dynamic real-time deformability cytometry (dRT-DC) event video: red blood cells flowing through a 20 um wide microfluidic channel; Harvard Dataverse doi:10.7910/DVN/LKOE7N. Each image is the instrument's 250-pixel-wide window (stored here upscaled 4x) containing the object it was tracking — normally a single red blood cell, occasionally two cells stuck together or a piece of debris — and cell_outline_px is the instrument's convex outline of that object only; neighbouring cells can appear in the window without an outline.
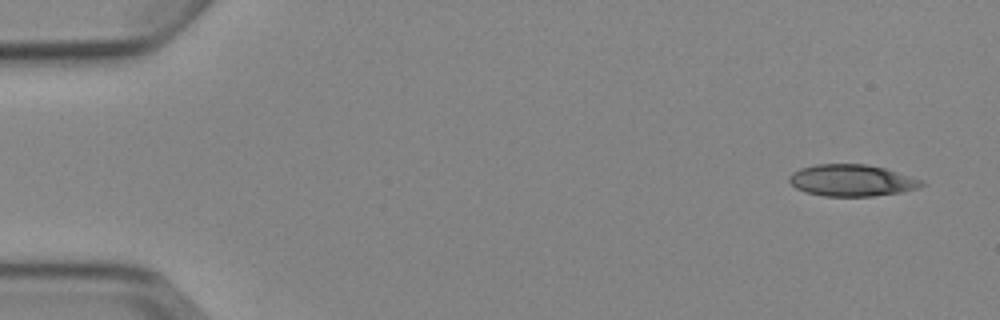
{"species": "Egyptian fruit bat (a non-hibernating species)", "species_latin": "Rousettus aegyptiacus", "temperature_condition": "cold", "stored_images_in_passage": 4, "camera_frame_rate_fps": 3000, "um_per_image_px": 0.085, "animal": {"sex": "female"}, "frame": {"image": 1, "passage_image": 1, "time_ms": 0.0, "image_size_px": [1000, 320], "cell_outline_px": [[924, 184], [920, 188], [900, 192], [872, 196], [824, 196], [804, 192], [796, 188], [788, 180], [788, 176], [792, 172], [800, 168], [816, 164], [864, 164], [884, 168], [924, 180]], "centroid_in_image_um": [72.38, 15.33], "position_along_channel_um": 12.6, "area_um2": 24.51}}
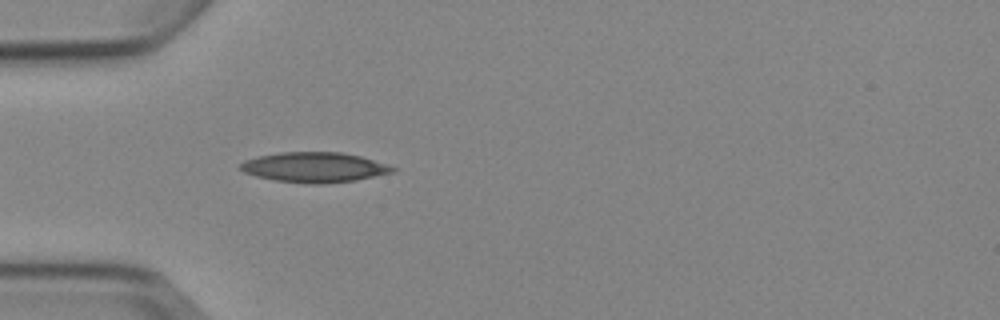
{"frame": {"image": 2, "passage_image": 4, "time_ms": 4.333, "image_size_px": [1000, 320], "cell_outline_px": [[396, 172], [356, 180], [320, 184], [312, 184], [276, 180], [256, 176], [244, 172], [240, 168], [240, 164], [244, 160], [256, 156], [280, 152], [340, 152], [360, 156], [388, 164], [396, 168]], "centroid_in_image_um": [26.74, 14.21], "position_along_channel_um": 58.3, "area_um2": 26.7}}